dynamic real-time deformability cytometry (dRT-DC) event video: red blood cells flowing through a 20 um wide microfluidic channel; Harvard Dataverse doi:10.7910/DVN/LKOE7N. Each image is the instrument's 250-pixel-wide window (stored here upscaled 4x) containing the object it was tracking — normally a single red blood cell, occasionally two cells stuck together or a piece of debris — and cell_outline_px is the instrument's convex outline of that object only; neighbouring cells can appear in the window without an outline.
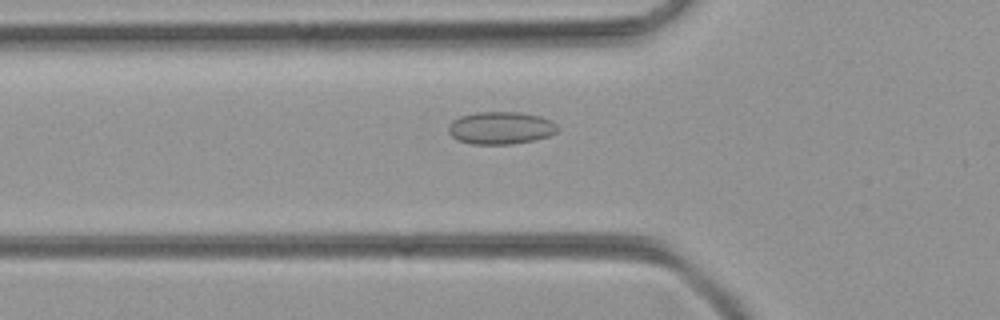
{"species": "common noctule bat (a hibernating species)", "species_latin": "Nyctalus noctula", "temperature_condition": "room temperature", "stored_images_in_passage": 39, "camera_frame_rate_fps": 3000, "um_per_image_px": 0.085, "animal": {"sex": "female", "body_mass_g": 21.9}, "frame": {"image": 1, "passage_image": 6, "time_ms": 1.667, "image_size_px": [1000, 320], "cell_outline_px": [[560, 128], [556, 132], [548, 136], [532, 140], [512, 144], [472, 144], [456, 140], [448, 132], [448, 124], [452, 120], [460, 116], [476, 112], [520, 112], [552, 120]], "centroid_in_image_um": [42.53, 10.87], "position_along_channel_um": 83.3, "area_um2": 20.75}}
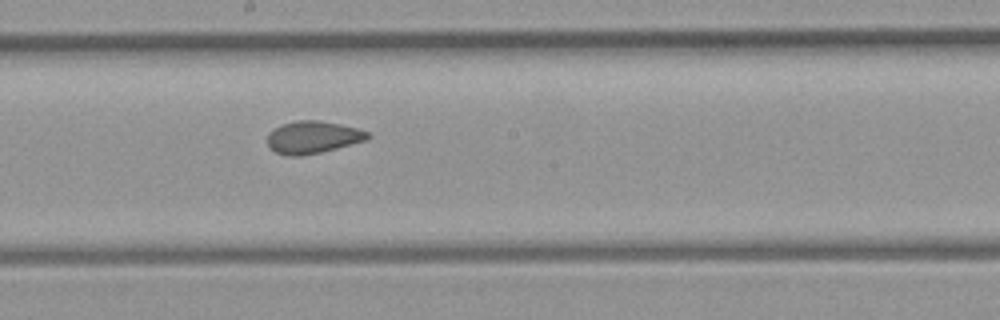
{"frame": {"image": 2, "passage_image": 16, "time_ms": 5.0, "image_size_px": [1000, 320], "cell_outline_px": [[372, 136], [364, 140], [336, 148], [320, 152], [300, 156], [288, 156], [276, 152], [268, 144], [268, 132], [284, 124], [296, 120], [320, 120], [340, 124], [356, 128], [368, 132]], "centroid_in_image_um": [26.58, 11.66], "position_along_channel_um": 221.6, "area_um2": 18.61}}
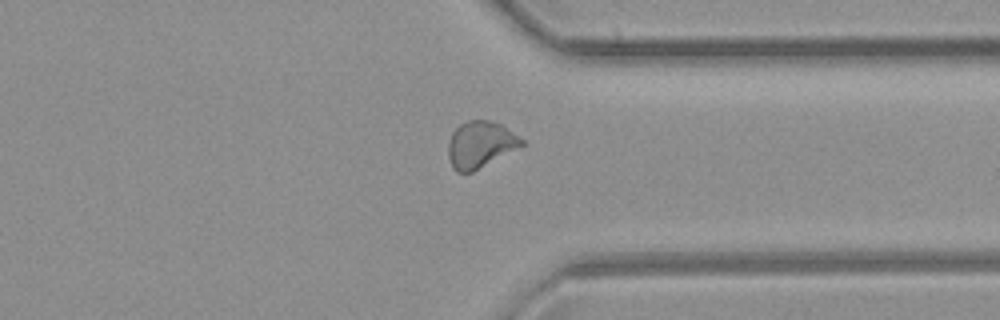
{"frame": {"image": 3, "passage_image": 27, "time_ms": 8.667, "image_size_px": [1000, 320], "cell_outline_px": [[524, 144], [472, 172], [456, 172], [452, 168], [448, 156], [448, 144], [452, 132], [460, 124], [468, 120], [488, 120], [500, 124], [524, 140]], "centroid_in_image_um": [40.78, 12.28], "position_along_channel_um": 370.6, "area_um2": 19.59}}